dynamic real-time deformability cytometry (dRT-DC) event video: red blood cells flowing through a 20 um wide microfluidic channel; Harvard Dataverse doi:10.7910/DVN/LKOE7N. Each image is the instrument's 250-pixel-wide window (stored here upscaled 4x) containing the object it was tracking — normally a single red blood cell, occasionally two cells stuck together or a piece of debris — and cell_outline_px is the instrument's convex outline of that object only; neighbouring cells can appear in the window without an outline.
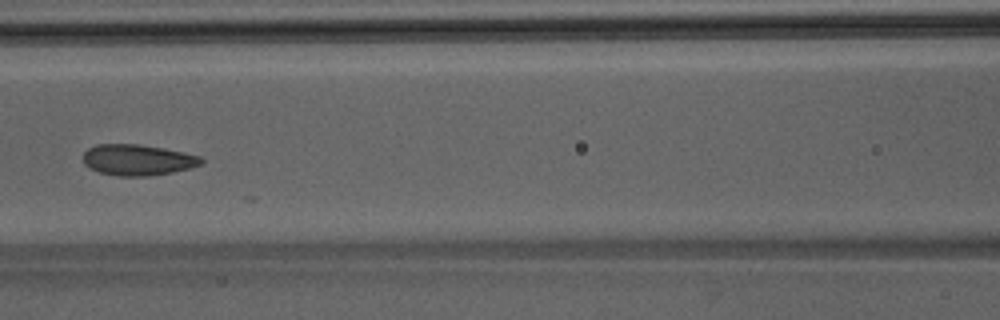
{"species": "Egyptian fruit bat (a non-hibernating species)", "species_latin": "Rousettus aegyptiacus", "temperature_condition": "room temperature", "stored_images_in_passage": 51, "camera_frame_rate_fps": 3000, "um_per_image_px": 0.085, "animal": {"sex": "male"}, "frame": {"image": 1, "passage_image": 23, "time_ms": 7.333, "image_size_px": [1000, 320], "cell_outline_px": [[204, 160], [200, 164], [192, 168], [172, 172], [148, 176], [120, 176], [100, 172], [88, 168], [84, 164], [84, 152], [88, 148], [96, 144], [140, 144], [164, 148], [204, 156]], "centroid_in_image_um": [11.73, 13.58], "position_along_channel_um": 154.9, "area_um2": 21.5}}
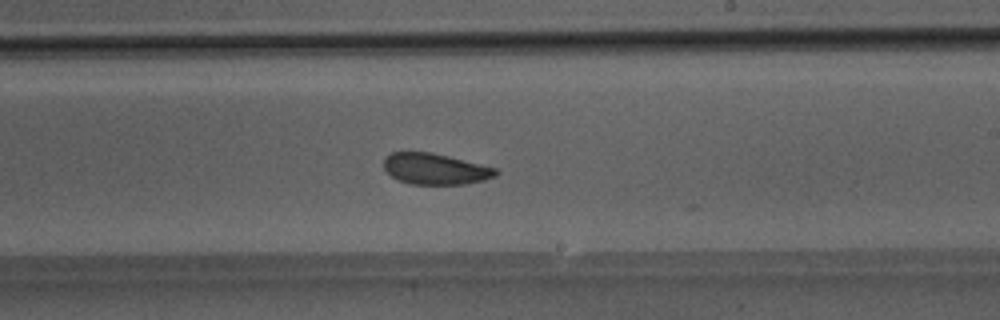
{"frame": {"image": 2, "passage_image": 30, "time_ms": 9.667, "image_size_px": [1000, 320], "cell_outline_px": [[500, 172], [496, 176], [484, 180], [464, 184], [412, 184], [400, 180], [392, 176], [384, 168], [384, 156], [392, 152], [432, 152], [496, 168]], "centroid_in_image_um": [37.0, 14.35], "position_along_channel_um": 252.0, "area_um2": 20.17}}
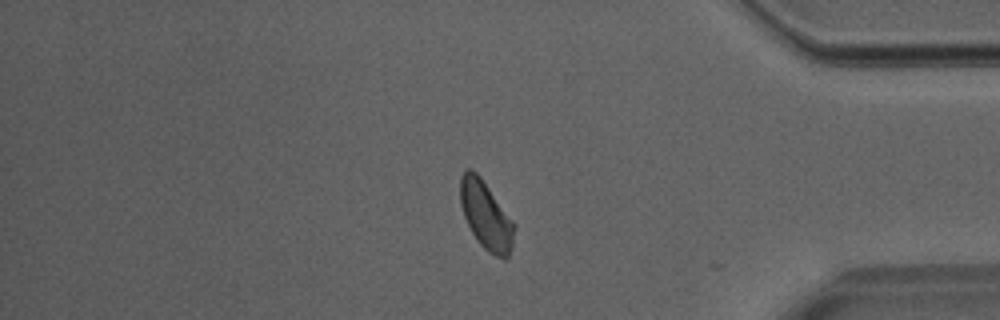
{"frame": {"image": 3, "passage_image": 42, "time_ms": 13.667, "image_size_px": [1000, 320], "cell_outline_px": [[516, 228], [512, 248], [508, 256], [504, 260], [488, 252], [476, 240], [464, 216], [460, 204], [460, 176], [464, 168], [472, 168], [480, 176], [516, 224]], "centroid_in_image_um": [41.31, 18.3], "position_along_channel_um": 393.9, "area_um2": 21.73}}